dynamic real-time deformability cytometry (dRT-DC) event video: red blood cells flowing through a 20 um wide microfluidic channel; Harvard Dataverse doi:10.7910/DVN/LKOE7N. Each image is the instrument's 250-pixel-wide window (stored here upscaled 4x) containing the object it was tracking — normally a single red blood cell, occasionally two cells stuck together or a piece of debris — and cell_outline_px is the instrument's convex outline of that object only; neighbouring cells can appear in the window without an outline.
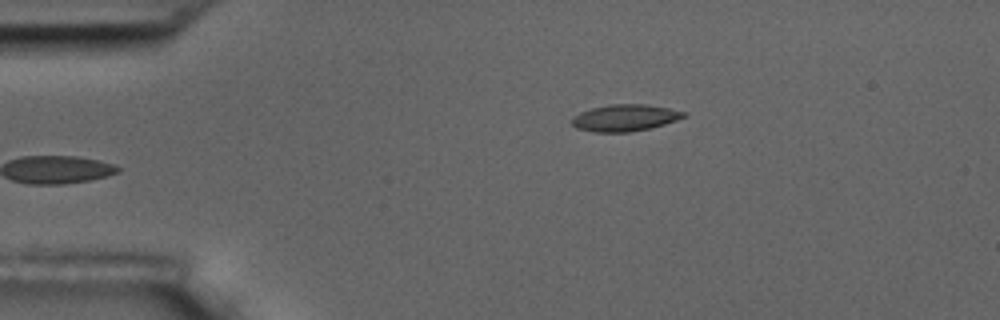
{"species": "common noctule bat (a hibernating species)", "species_latin": "Nyctalus noctula", "temperature_condition": "room temperature", "stored_images_in_passage": 5, "camera_frame_rate_fps": 3000, "um_per_image_px": 0.085, "animal": {"sex": "male", "body_mass_g": 17.5, "forearm_length_mm": 52.3}, "frame": {"image": 1, "passage_image": 5, "time_ms": 5.667, "image_size_px": [1000, 320], "cell_outline_px": [[688, 116], [664, 124], [648, 128], [628, 132], [592, 132], [576, 128], [572, 124], [572, 116], [580, 112], [592, 108], [608, 104], [644, 104], [668, 108], [688, 112]], "centroid_in_image_um": [53.11, 10.01], "position_along_channel_um": 31.9, "area_um2": 17.46}}